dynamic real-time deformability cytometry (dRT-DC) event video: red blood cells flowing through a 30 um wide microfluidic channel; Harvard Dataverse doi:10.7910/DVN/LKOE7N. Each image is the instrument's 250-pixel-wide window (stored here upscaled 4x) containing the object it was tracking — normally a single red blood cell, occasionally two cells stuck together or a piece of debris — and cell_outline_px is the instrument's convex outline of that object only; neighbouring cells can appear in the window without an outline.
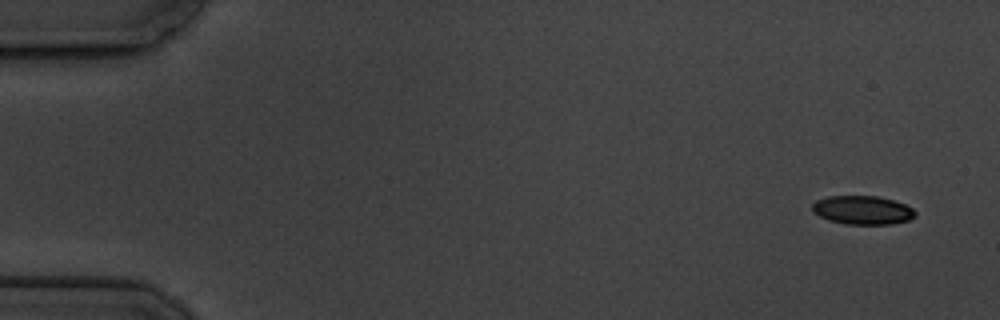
{"species": "common noctule bat (a hibernating species)", "species_latin": "Nyctalus noctula", "temperature_condition": "cold", "stored_images_in_passage": 6, "camera_frame_rate_fps": 3000, "um_per_image_px": 0.085, "animal": {"sex": "male", "body_mass_g": 19.5, "forearm_length_mm": 54.6}, "frame": {"image": 1, "passage_image": 1, "time_ms": 0.0, "image_size_px": [1000, 320], "cell_outline_px": [[916, 216], [908, 220], [892, 224], [844, 224], [828, 220], [812, 212], [812, 204], [816, 200], [828, 196], [876, 196], [892, 200], [904, 204], [912, 208], [916, 212]], "centroid_in_image_um": [73.29, 17.86], "position_along_channel_um": 11.7, "area_um2": 17.22}}
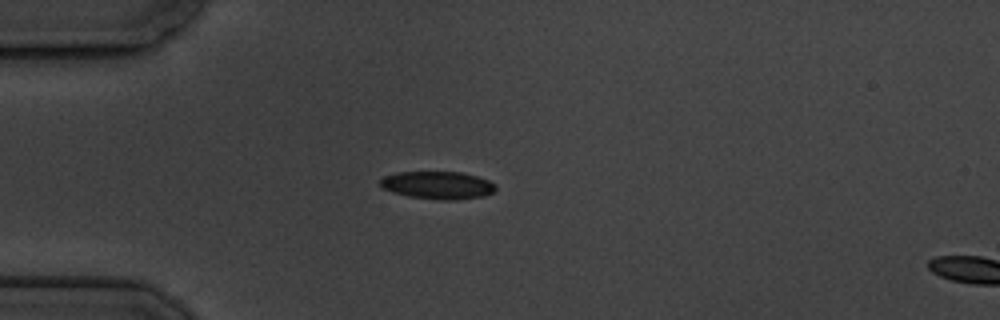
{"frame": {"image": 2, "passage_image": 5, "time_ms": 4.333, "image_size_px": [1000, 320], "cell_outline_px": [[496, 188], [492, 192], [484, 196], [456, 200], [440, 200], [408, 196], [392, 192], [384, 188], [380, 184], [380, 180], [384, 176], [396, 172], [460, 172], [476, 176], [488, 180], [496, 184]], "centroid_in_image_um": [37.21, 15.74], "position_along_channel_um": 47.8, "area_um2": 18.61}}